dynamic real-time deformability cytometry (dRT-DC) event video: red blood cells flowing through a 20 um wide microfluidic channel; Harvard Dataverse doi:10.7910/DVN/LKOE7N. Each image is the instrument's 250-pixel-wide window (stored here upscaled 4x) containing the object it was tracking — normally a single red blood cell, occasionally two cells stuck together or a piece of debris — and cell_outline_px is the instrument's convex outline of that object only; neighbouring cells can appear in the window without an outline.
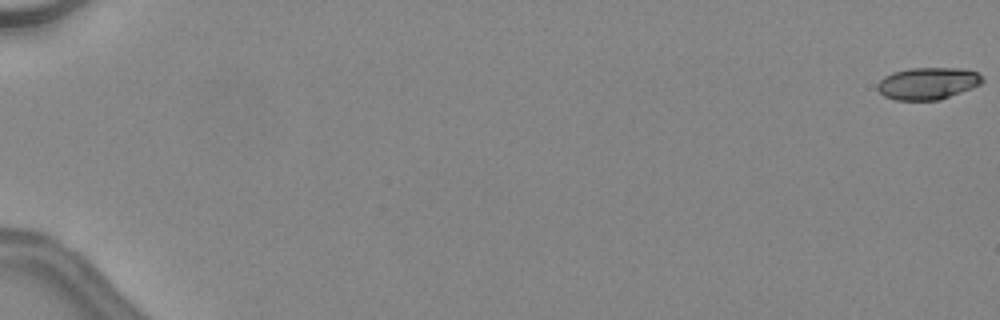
{"species": "common noctule bat (a hibernating species)", "species_latin": "Nyctalus noctula", "temperature_condition": "warm", "stored_images_in_passage": 49, "camera_frame_rate_fps": 3000, "um_per_image_px": 0.085, "animal": {"sex": "female", "body_mass_g": 24.6, "forearm_length_mm": 56.2}, "frame": {"image": 1, "passage_image": 1, "time_ms": 0.0, "image_size_px": [1000, 320], "cell_outline_px": [[984, 80], [980, 84], [972, 88], [940, 100], [896, 100], [884, 96], [876, 88], [876, 84], [884, 76], [892, 72], [908, 68], [960, 68], [976, 72]], "centroid_in_image_um": [78.82, 7.09], "position_along_channel_um": 6.2, "area_um2": 19.65}}
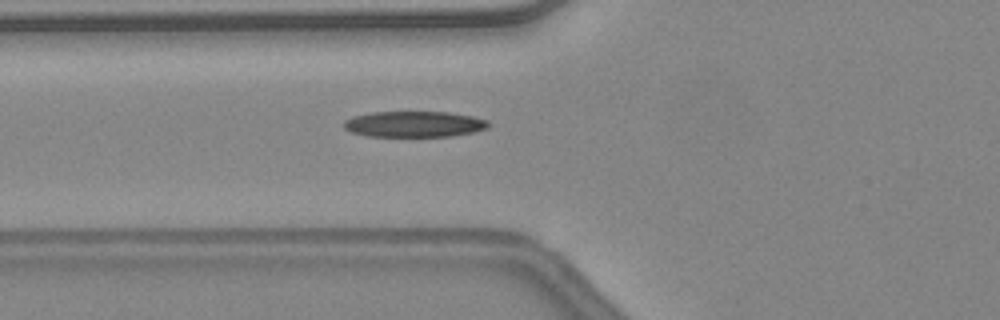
{"frame": {"image": 2, "passage_image": 21, "time_ms": 6.667, "image_size_px": [1000, 320], "cell_outline_px": [[488, 128], [476, 132], [452, 136], [368, 136], [352, 132], [344, 128], [344, 120], [352, 116], [372, 112], [448, 112], [472, 116], [488, 120]], "centroid_in_image_um": [35.22, 10.55], "position_along_channel_um": 90.6, "area_um2": 21.85}}
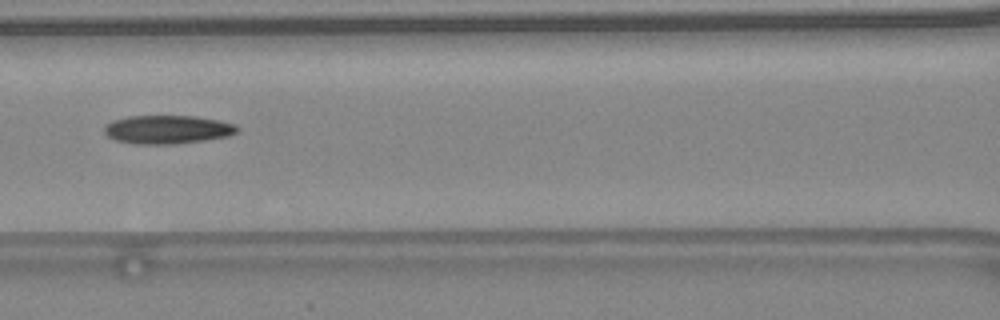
{"frame": {"image": 3, "passage_image": 25, "time_ms": 8.0, "image_size_px": [1000, 320], "cell_outline_px": [[240, 128], [236, 132], [228, 136], [204, 140], [176, 144], [136, 144], [116, 140], [108, 136], [104, 132], [104, 124], [112, 120], [128, 116], [196, 116], [220, 120], [236, 124]], "centroid_in_image_um": [14.23, 11.0], "position_along_channel_um": 152.4, "area_um2": 22.25}, "authors_computed_cell_mechanics": {"area_um2": 21.386, "velocity_mm_per_s": 4.5443, "shape_relaxation_time_tau1_ms": 5.9013, "shape_relaxation_time_tau2_ms": 5.0113, "deformation_change_tau1": 0.1974, "deformation_change_tau2": 0.1506}}